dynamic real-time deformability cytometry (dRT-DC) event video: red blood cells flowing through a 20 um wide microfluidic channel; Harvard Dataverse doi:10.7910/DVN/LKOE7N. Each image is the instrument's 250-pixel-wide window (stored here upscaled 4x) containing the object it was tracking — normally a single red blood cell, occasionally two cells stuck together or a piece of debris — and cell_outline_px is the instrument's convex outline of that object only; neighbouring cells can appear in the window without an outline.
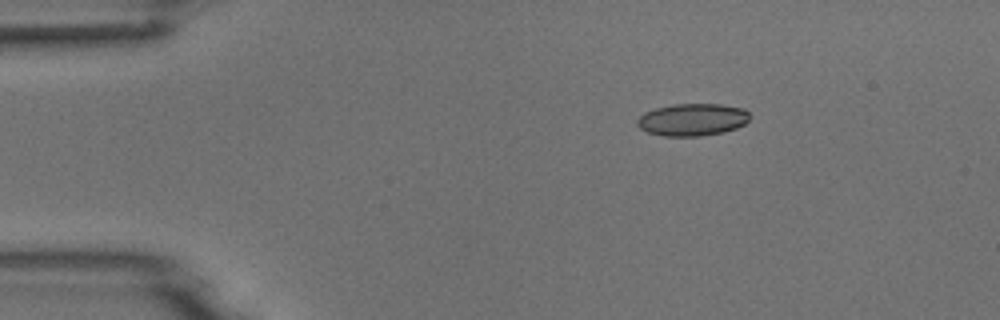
{"species": "common noctule bat (a hibernating species)", "species_latin": "Nyctalus noctula", "temperature_condition": "room temperature", "stored_images_in_passage": 3, "camera_frame_rate_fps": 3000, "um_per_image_px": 0.085, "animal": {"sex": "male", "body_mass_g": 18.8}, "frame": {"image": 1, "passage_image": 1, "time_ms": 0.0, "image_size_px": [1000, 320], "cell_outline_px": [[748, 120], [744, 124], [736, 128], [724, 132], [700, 136], [664, 136], [648, 132], [640, 128], [636, 124], [636, 120], [644, 112], [656, 108], [672, 104], [720, 104], [744, 108], [748, 112]], "centroid_in_image_um": [58.84, 10.17], "position_along_channel_um": 26.2, "area_um2": 21.21}}
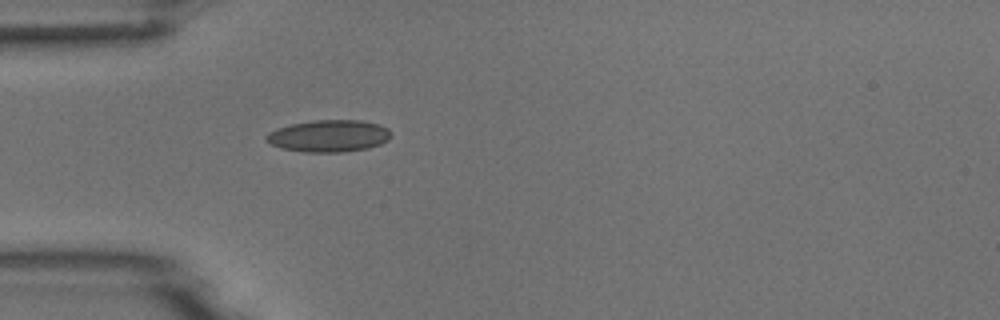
{"frame": {"image": 2, "passage_image": 3, "time_ms": 2.333, "image_size_px": [1000, 320], "cell_outline_px": [[392, 136], [388, 140], [380, 144], [368, 148], [340, 152], [304, 152], [284, 148], [272, 144], [264, 140], [264, 136], [268, 132], [276, 128], [292, 124], [312, 120], [360, 120], [380, 124], [388, 128], [392, 132]], "centroid_in_image_um": [27.97, 11.54], "position_along_channel_um": 57.0, "area_um2": 23.41}}